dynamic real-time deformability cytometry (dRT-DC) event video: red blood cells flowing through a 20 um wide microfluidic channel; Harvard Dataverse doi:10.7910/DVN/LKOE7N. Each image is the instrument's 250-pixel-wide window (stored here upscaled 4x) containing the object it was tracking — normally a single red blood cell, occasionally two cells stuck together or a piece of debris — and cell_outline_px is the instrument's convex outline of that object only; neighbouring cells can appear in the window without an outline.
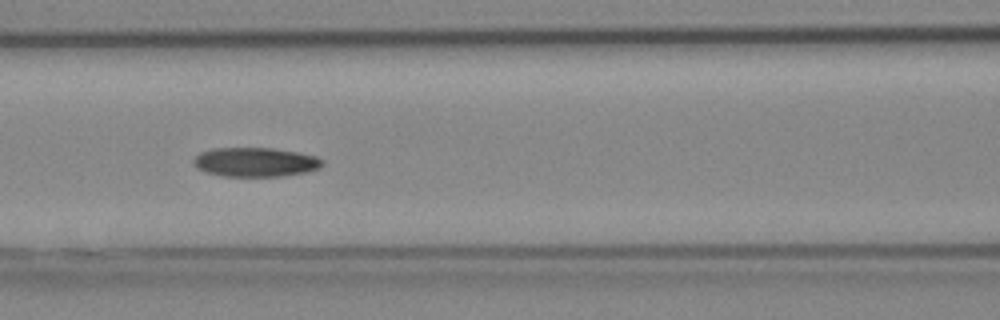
{"species": "Egyptian fruit bat (a non-hibernating species)", "species_latin": "Rousettus aegyptiacus", "temperature_condition": "cold", "stored_images_in_passage": 34, "camera_frame_rate_fps": 3000, "um_per_image_px": 0.085, "animal": {"sex": "female"}, "frame": {"image": 1, "passage_image": 6, "time_ms": 1.667, "image_size_px": [1000, 320], "cell_outline_px": [[324, 164], [320, 168], [308, 172], [280, 176], [224, 176], [204, 172], [196, 168], [192, 164], [192, 160], [200, 152], [212, 148], [272, 148], [300, 152], [316, 156], [324, 160]], "centroid_in_image_um": [21.71, 13.77], "position_along_channel_um": 144.9, "area_um2": 22.25}}
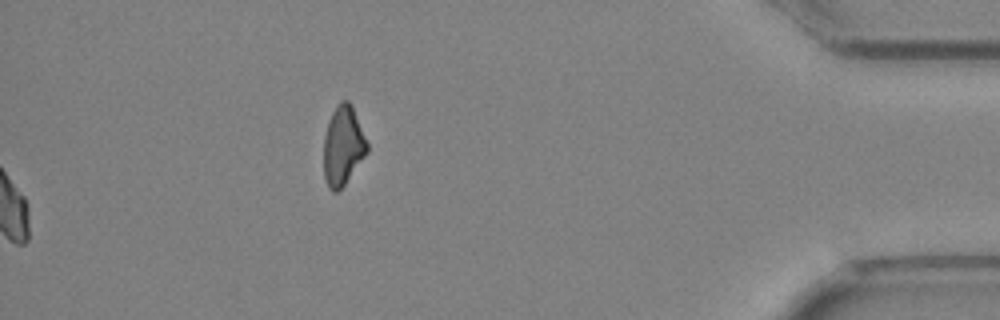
{"frame": {"image": 2, "passage_image": 34, "time_ms": 11.0, "image_size_px": [1000, 320], "cell_outline_px": [[368, 152], [344, 184], [336, 192], [332, 192], [328, 188], [324, 176], [324, 136], [328, 120], [336, 104], [340, 100], [348, 100], [352, 104], [368, 144]], "centroid_in_image_um": [29.14, 12.35], "position_along_channel_um": 406.1, "area_um2": 20.11}}